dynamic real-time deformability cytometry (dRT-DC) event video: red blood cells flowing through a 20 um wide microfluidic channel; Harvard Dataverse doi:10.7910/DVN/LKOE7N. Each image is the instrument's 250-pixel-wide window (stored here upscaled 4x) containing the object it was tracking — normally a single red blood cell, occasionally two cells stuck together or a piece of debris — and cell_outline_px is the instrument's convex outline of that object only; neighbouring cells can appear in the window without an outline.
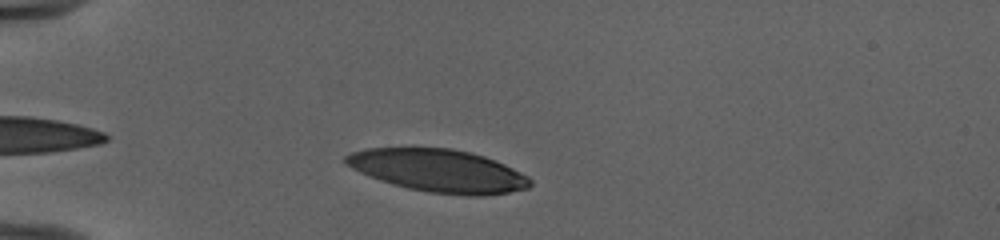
{"species": "human", "species_latin": "Homo sapiens", "temperature_condition": "cold", "stored_images_in_passage": 37, "camera_frame_rate_fps": 3000, "um_per_image_px": 0.085, "donor": {"sex": "female"}, "frame": {"image": 1, "passage_image": 5, "time_ms": 1.333, "image_size_px": [1000, 240], "cell_outline_px": [[532, 184], [528, 188], [508, 192], [480, 196], [468, 196], [428, 192], [408, 188], [392, 184], [368, 176], [344, 164], [344, 156], [352, 152], [368, 148], [452, 148], [484, 156], [504, 164], [528, 176], [532, 180]], "centroid_in_image_um": [37.26, 14.51], "position_along_channel_um": 47.7, "area_um2": 45.84}}
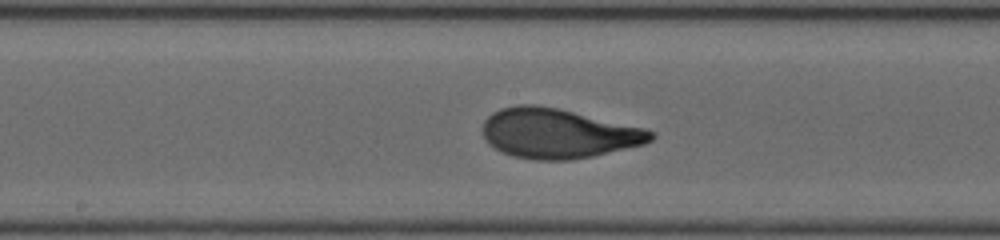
{"frame": {"image": 2, "passage_image": 19, "time_ms": 6.0, "image_size_px": [1000, 240], "cell_outline_px": [[656, 136], [652, 140], [644, 144], [592, 156], [572, 160], [532, 160], [512, 156], [488, 144], [484, 136], [484, 120], [492, 112], [500, 108], [520, 104], [536, 104], [556, 108], [644, 128], [652, 132]], "centroid_in_image_um": [47.41, 11.34], "position_along_channel_um": 200.8, "area_um2": 48.38}}
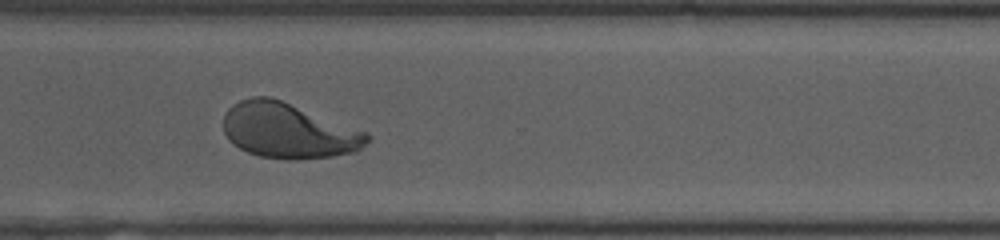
{"frame": {"image": 3, "passage_image": 30, "time_ms": 9.667, "image_size_px": [1000, 240], "cell_outline_px": [[372, 136], [356, 152], [332, 156], [296, 160], [288, 160], [260, 156], [248, 152], [240, 148], [228, 140], [224, 132], [224, 116], [228, 108], [232, 104], [240, 100], [252, 96], [272, 96], [368, 132]], "centroid_in_image_um": [24.51, 11.1], "position_along_channel_um": 346.1, "area_um2": 46.59}, "authors_computed_cell_mechanics": {"area_um2": 47.2804, "velocity_mm_per_s": 3.9781, "shape_relaxation_time_tau1_ms": 3.6632, "shape_relaxation_time_tau2_ms": 0.7759, "deformation_change_tau1": 0.2245, "deformation_change_tau2": 0.0607}}